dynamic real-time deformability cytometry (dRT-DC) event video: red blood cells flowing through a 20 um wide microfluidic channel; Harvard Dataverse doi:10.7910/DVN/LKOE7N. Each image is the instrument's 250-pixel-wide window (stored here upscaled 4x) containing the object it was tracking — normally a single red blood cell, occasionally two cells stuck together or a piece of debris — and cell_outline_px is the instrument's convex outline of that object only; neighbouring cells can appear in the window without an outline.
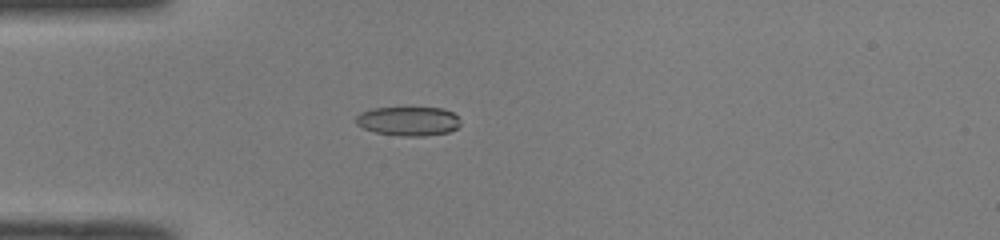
{"species": "common noctule bat (a hibernating species)", "species_latin": "Nyctalus noctula", "temperature_condition": "room temperature", "stored_images_in_passage": 39, "camera_frame_rate_fps": 3000, "um_per_image_px": 0.085, "animal": {"sex": "male", "body_mass_g": 19.0, "forearm_length_mm": 50.8}, "frame": {"image": 1, "passage_image": 3, "time_ms": 0.667, "image_size_px": [1000, 240], "cell_outline_px": [[460, 124], [456, 128], [448, 132], [424, 136], [404, 136], [376, 132], [364, 128], [356, 124], [356, 116], [360, 112], [372, 108], [444, 108], [452, 112], [460, 120]], "centroid_in_image_um": [34.71, 10.29], "position_along_channel_um": 50.3, "area_um2": 17.63}}
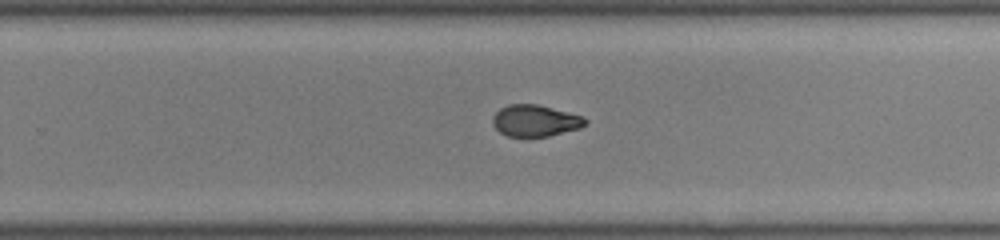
{"frame": {"image": 2, "passage_image": 21, "time_ms": 6.667, "image_size_px": [1000, 240], "cell_outline_px": [[588, 124], [580, 128], [548, 136], [508, 136], [500, 132], [492, 124], [492, 116], [500, 108], [508, 104], [536, 104], [584, 116], [588, 120]], "centroid_in_image_um": [45.5, 10.25], "position_along_channel_um": 284.3, "area_um2": 17.05}}
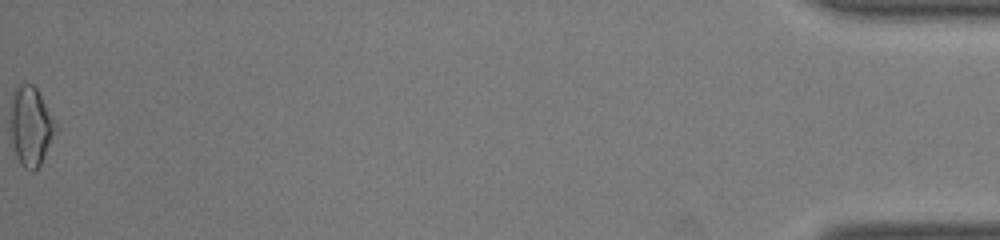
{"frame": {"image": 3, "passage_image": 39, "time_ms": 12.667, "image_size_px": [1000, 240], "cell_outline_px": [[56, 128], [40, 164], [32, 172], [24, 168], [20, 164], [16, 156], [12, 140], [12, 88], [20, 84], [32, 84], [36, 88], [56, 124]], "centroid_in_image_um": [2.59, 10.71], "position_along_channel_um": 432.6, "area_um2": 20.06}, "authors_computed_cell_mechanics": {"area_um2": 18.0336, "velocity_mm_per_s": 4.1094, "shape_relaxation_time_tau1_ms": null, "shape_relaxation_time_tau2_ms": 2.3948, "deformation_change_tau1": null, "deformation_change_tau2": 0.0723}}